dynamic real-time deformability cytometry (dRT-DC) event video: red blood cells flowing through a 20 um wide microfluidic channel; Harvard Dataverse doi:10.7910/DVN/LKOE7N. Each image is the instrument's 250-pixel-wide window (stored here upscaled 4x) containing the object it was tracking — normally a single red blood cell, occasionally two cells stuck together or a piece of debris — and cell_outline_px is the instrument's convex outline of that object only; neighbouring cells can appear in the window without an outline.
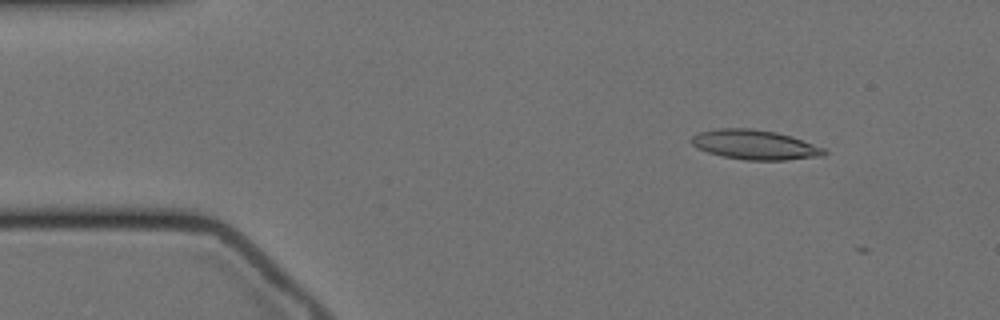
{"species": "Egyptian fruit bat (a non-hibernating species)", "species_latin": "Rousettus aegyptiacus", "temperature_condition": "cold", "stored_images_in_passage": 3, "camera_frame_rate_fps": 3000, "um_per_image_px": 0.085, "animal": {"sex": "female"}, "frame": {"image": 1, "passage_image": 2, "time_ms": 0.333, "image_size_px": [1000, 320], "cell_outline_px": [[828, 152], [824, 156], [788, 160], [744, 160], [724, 156], [708, 152], [692, 144], [688, 140], [692, 136], [700, 132], [716, 128], [752, 128], [776, 132], [792, 136], [824, 148]], "centroid_in_image_um": [64.19, 12.3], "position_along_channel_um": 20.8, "area_um2": 23.0}}